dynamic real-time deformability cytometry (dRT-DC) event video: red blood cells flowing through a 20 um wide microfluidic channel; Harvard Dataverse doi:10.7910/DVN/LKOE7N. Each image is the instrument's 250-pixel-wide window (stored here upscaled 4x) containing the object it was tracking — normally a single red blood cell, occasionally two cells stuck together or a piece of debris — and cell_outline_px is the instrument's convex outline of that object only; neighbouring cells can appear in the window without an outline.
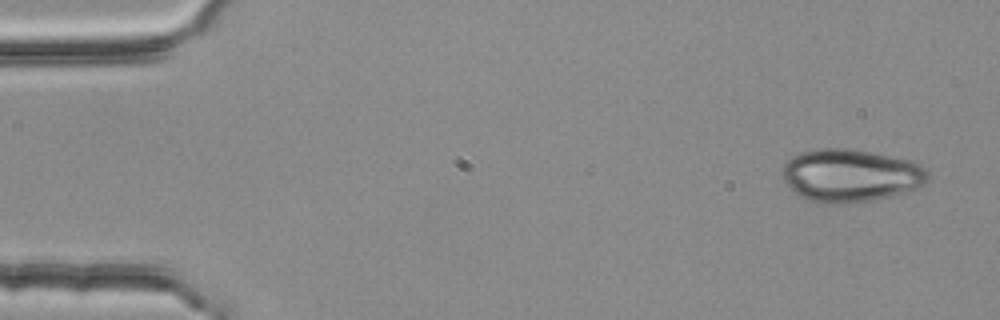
{"species": "common noctule bat (a hibernating species)", "species_latin": "Nyctalus noctula", "temperature_condition": "room temperature", "stored_images_in_passage": 4, "camera_frame_rate_fps": 3000, "um_per_image_px": 0.085, "animal": {"sex": "female", "body_mass_g": 25.1}, "frame": {"image": 1, "passage_image": 1, "time_ms": 0.0, "image_size_px": [1000, 320], "cell_outline_px": [[928, 180], [924, 184], [916, 188], [892, 196], [872, 200], [816, 200], [800, 196], [784, 180], [784, 164], [792, 156], [800, 152], [820, 148], [848, 148], [912, 160], [920, 164], [928, 172]], "centroid_in_image_um": [72.36, 14.85], "position_along_channel_um": 12.6, "area_um2": 43.41}}